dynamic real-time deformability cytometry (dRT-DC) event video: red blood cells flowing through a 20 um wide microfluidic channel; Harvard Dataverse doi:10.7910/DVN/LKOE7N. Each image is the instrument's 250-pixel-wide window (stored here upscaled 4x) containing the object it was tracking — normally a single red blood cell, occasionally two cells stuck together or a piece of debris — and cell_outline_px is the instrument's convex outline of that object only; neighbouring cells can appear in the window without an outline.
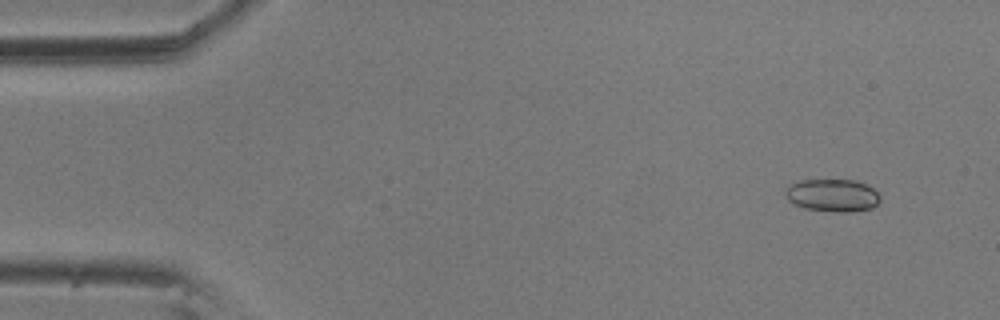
{"species": "common noctule bat (a hibernating species)", "species_latin": "Nyctalus noctula", "temperature_condition": "room temperature", "stored_images_in_passage": 5, "camera_frame_rate_fps": 3000, "um_per_image_px": 0.085, "animal": {"sex": "male", "body_mass_g": 20.5, "forearm_length_mm": 52.5}, "frame": {"image": 1, "passage_image": 1, "time_ms": 0.0, "image_size_px": [1000, 320], "cell_outline_px": [[880, 200], [872, 208], [852, 212], [836, 212], [804, 208], [792, 204], [788, 200], [784, 192], [792, 184], [800, 180], [856, 180], [872, 188], [880, 196]], "centroid_in_image_um": [70.75, 16.61], "position_along_channel_um": 14.2, "area_um2": 17.98}}
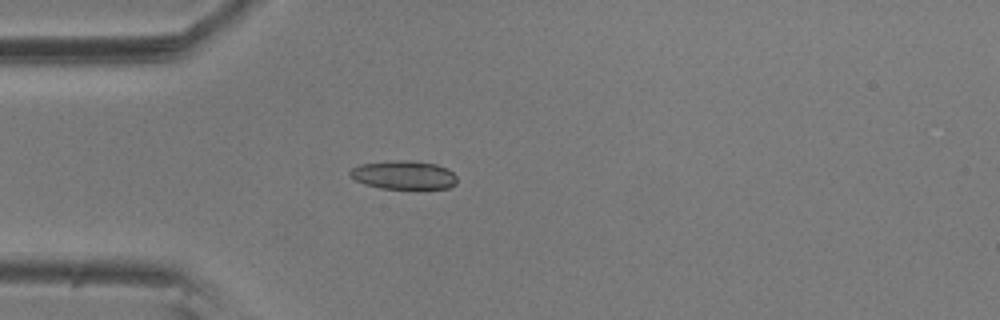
{"frame": {"image": 2, "passage_image": 4, "time_ms": 1.0, "image_size_px": [1000, 320], "cell_outline_px": [[456, 184], [448, 188], [380, 188], [364, 184], [356, 180], [348, 172], [352, 168], [360, 164], [396, 160], [408, 160], [436, 164], [448, 168], [456, 176]], "centroid_in_image_um": [34.32, 14.86], "position_along_channel_um": 50.7, "area_um2": 17.69}}